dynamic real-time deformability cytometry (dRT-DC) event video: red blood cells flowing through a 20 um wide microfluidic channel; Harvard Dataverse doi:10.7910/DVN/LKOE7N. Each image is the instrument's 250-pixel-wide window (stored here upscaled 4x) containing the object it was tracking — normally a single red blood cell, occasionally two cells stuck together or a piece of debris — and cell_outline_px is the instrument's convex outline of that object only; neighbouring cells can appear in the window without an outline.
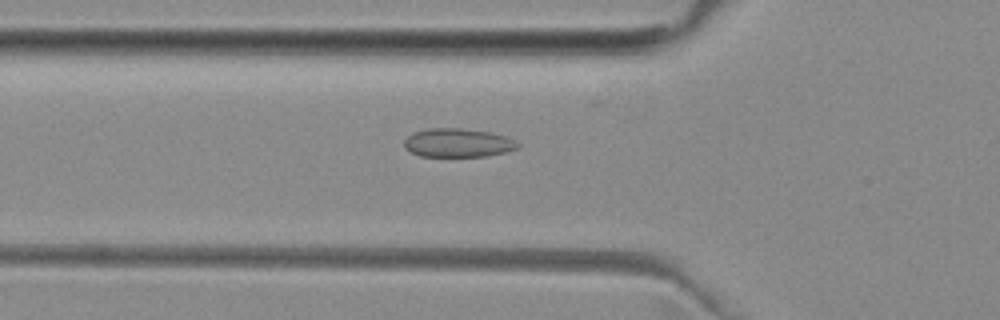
{"species": "common noctule bat (a hibernating species)", "species_latin": "Nyctalus noctula", "temperature_condition": "room temperature", "stored_images_in_passage": 42, "camera_frame_rate_fps": 3000, "um_per_image_px": 0.085, "animal": {"sex": "female", "body_mass_g": 29.2, "forearm_length_mm": 56.3}, "frame": {"image": 1, "passage_image": 18, "time_ms": 5.667, "image_size_px": [1000, 320], "cell_outline_px": [[520, 148], [488, 156], [420, 156], [404, 148], [404, 140], [412, 132], [428, 128], [460, 128], [492, 132], [516, 140], [520, 144]], "centroid_in_image_um": [38.93, 12.13], "position_along_channel_um": 86.9, "area_um2": 19.13}}
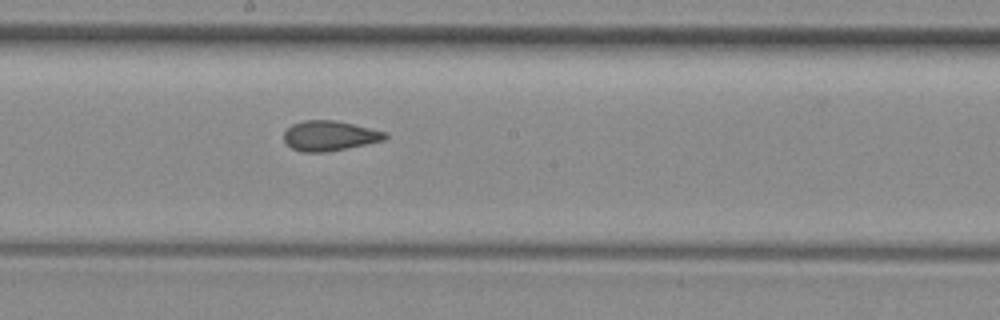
{"frame": {"image": 2, "passage_image": 28, "time_ms": 9.0, "image_size_px": [1000, 320], "cell_outline_px": [[388, 136], [384, 140], [328, 152], [300, 152], [292, 148], [284, 140], [284, 132], [292, 124], [304, 120], [336, 120], [384, 132]], "centroid_in_image_um": [27.97, 11.54], "position_along_channel_um": 220.2, "area_um2": 17.51}}
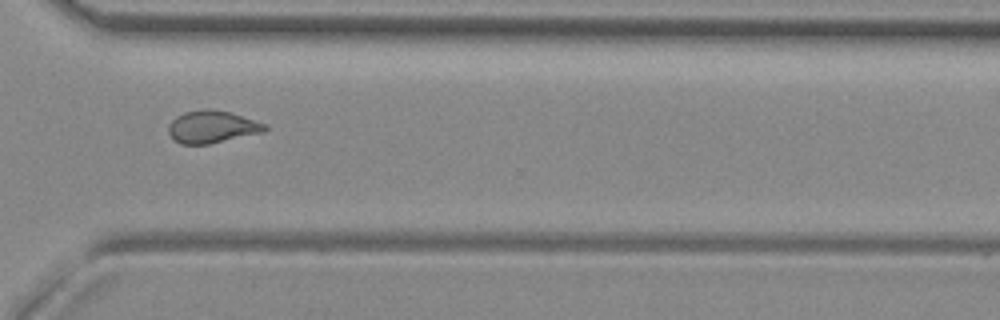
{"frame": {"image": 3, "passage_image": 38, "time_ms": 12.333, "image_size_px": [1000, 320], "cell_outline_px": [[268, 128], [264, 132], [208, 144], [180, 144], [168, 132], [168, 124], [176, 116], [184, 112], [204, 108], [208, 108], [228, 112], [264, 124]], "centroid_in_image_um": [17.98, 10.78], "position_along_channel_um": 352.6, "area_um2": 17.92}}